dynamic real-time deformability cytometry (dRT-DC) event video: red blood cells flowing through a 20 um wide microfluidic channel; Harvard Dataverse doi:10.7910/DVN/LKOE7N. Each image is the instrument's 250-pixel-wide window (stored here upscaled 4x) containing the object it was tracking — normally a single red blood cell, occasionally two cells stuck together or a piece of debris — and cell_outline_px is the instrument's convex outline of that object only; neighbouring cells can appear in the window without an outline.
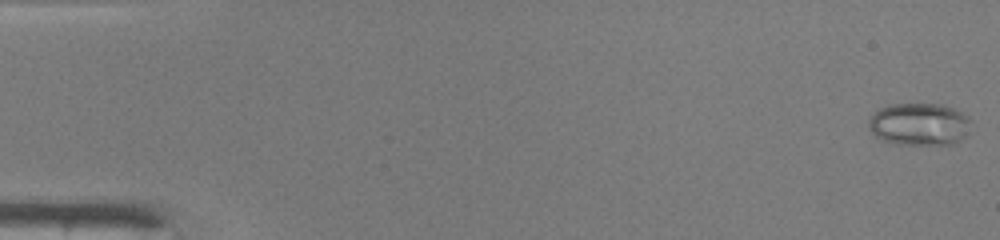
{"species": "common noctule bat (a hibernating species)", "species_latin": "Nyctalus noctula", "temperature_condition": "warm", "stored_images_in_passage": 48, "camera_frame_rate_fps": 3000, "um_per_image_px": 0.085, "animal": {"sex": "male", "body_mass_g": 19.0, "forearm_length_mm": 50.8}, "frame": {"image": 1, "passage_image": 1, "time_ms": 0.0, "image_size_px": [1000, 240], "cell_outline_px": [[972, 120], [964, 136], [960, 140], [952, 144], [896, 144], [872, 136], [868, 128], [868, 120], [880, 108], [888, 104], [944, 104], [968, 116]], "centroid_in_image_um": [78.11, 10.55], "position_along_channel_um": 6.9, "area_um2": 25.37}}
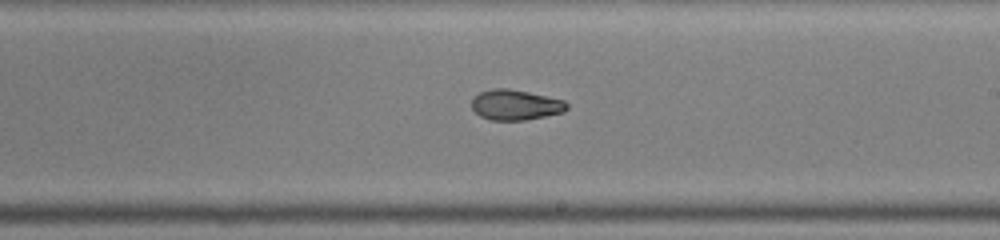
{"frame": {"image": 2, "passage_image": 29, "time_ms": 9.333, "image_size_px": [1000, 240], "cell_outline_px": [[568, 108], [564, 112], [524, 120], [492, 120], [480, 116], [472, 108], [472, 96], [480, 92], [492, 88], [508, 88], [548, 96], [564, 100], [568, 104]], "centroid_in_image_um": [43.81, 8.9], "position_along_channel_um": 245.2, "area_um2": 16.88}}
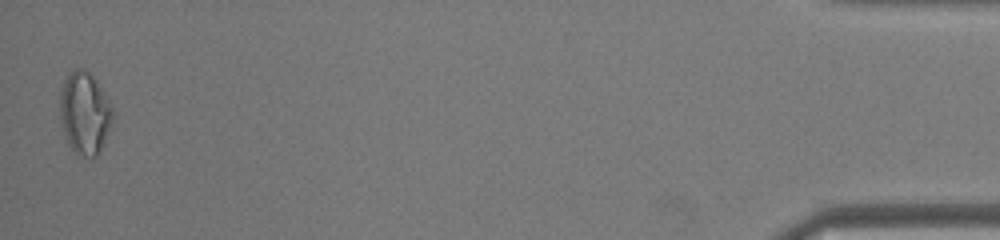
{"frame": {"image": 3, "passage_image": 48, "time_ms": 15.667, "image_size_px": [1000, 240], "cell_outline_px": [[112, 120], [104, 144], [96, 156], [84, 156], [76, 152], [68, 144], [60, 120], [60, 92], [64, 80], [68, 72], [76, 68], [80, 68], [88, 72], [96, 80], [104, 92], [112, 108]], "centroid_in_image_um": [7.18, 9.59], "position_along_channel_um": 428.0, "area_um2": 25.03}, "authors_computed_cell_mechanics": {"area_um2": 19.5653, "velocity_mm_per_s": 4.2487, "shape_relaxation_time_tau1_ms": null, "shape_relaxation_time_tau2_ms": 2.8951, "deformation_change_tau1": null, "deformation_change_tau2": 0.0765}}